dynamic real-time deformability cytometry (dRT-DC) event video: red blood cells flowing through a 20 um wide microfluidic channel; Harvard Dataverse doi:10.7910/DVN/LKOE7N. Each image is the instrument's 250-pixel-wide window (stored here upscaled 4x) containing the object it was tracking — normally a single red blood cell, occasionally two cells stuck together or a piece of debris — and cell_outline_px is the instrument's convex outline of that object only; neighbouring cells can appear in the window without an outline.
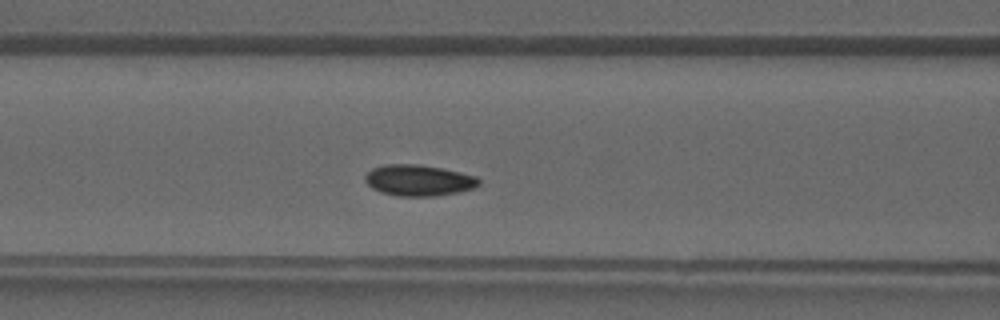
{"species": "common noctule bat (a hibernating species)", "species_latin": "Nyctalus noctula", "temperature_condition": "warm", "stored_images_in_passage": 36, "camera_frame_rate_fps": 3000, "um_per_image_px": 0.085, "animal": {"sex": "male", "forearm_length_mm": 52.5}, "frame": {"image": 1, "passage_image": 12, "time_ms": 3.667, "image_size_px": [1000, 320], "cell_outline_px": [[480, 184], [472, 188], [456, 192], [436, 196], [400, 196], [380, 192], [372, 188], [364, 180], [364, 176], [372, 168], [384, 164], [420, 164], [460, 172], [476, 176], [480, 180]], "centroid_in_image_um": [35.55, 15.32], "position_along_channel_um": 131.0, "area_um2": 20.58}}
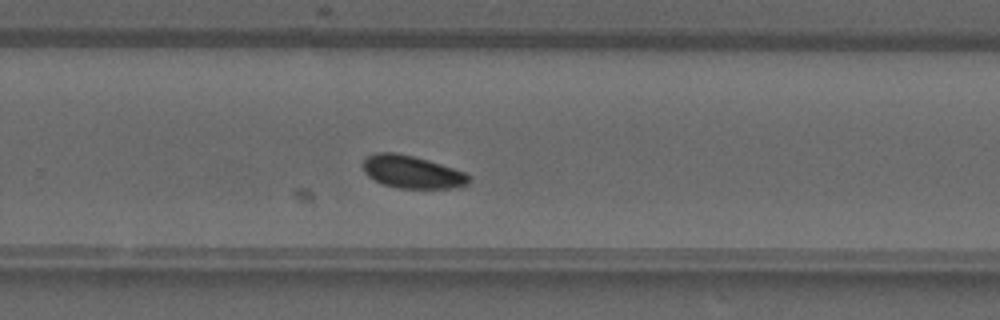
{"frame": {"image": 2, "passage_image": 22, "time_ms": 7.0, "image_size_px": [1000, 320], "cell_outline_px": [[472, 176], [468, 184], [456, 188], [400, 188], [384, 184], [368, 176], [364, 172], [360, 164], [368, 156], [376, 152], [396, 152], [428, 160], [464, 172]], "centroid_in_image_um": [35.02, 14.61], "position_along_channel_um": 294.8, "area_um2": 20.17}}
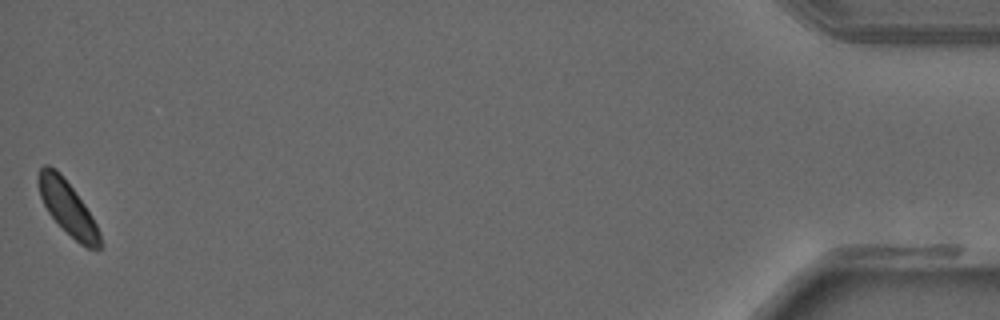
{"frame": {"image": 3, "passage_image": 36, "time_ms": 11.667, "image_size_px": [1000, 320], "cell_outline_px": [[100, 248], [88, 248], [80, 244], [48, 212], [40, 196], [36, 180], [40, 168], [44, 164], [48, 164], [56, 168], [60, 172], [84, 204], [92, 216], [100, 232]], "centroid_in_image_um": [5.71, 17.6], "position_along_channel_um": 429.5, "area_um2": 18.9}}